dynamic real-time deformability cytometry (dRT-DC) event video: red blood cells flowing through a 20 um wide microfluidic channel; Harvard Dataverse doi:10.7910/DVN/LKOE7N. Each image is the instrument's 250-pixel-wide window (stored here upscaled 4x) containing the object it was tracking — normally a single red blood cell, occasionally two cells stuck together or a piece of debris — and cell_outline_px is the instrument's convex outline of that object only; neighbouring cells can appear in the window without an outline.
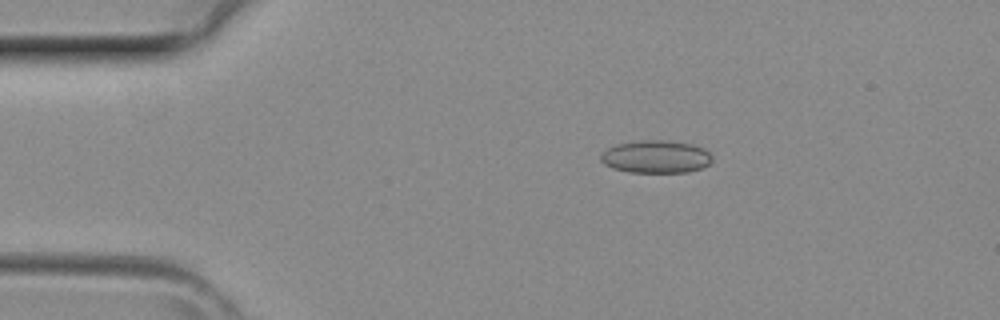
{"species": "common noctule bat (a hibernating species)", "species_latin": "Nyctalus noctula", "temperature_condition": "room temperature", "stored_images_in_passage": 41, "camera_frame_rate_fps": 3000, "um_per_image_px": 0.085, "animal": {"sex": "female", "body_mass_g": 29.2, "forearm_length_mm": 56.3}, "frame": {"image": 1, "passage_image": 8, "time_ms": 2.333, "image_size_px": [1000, 320], "cell_outline_px": [[712, 160], [708, 164], [700, 168], [688, 172], [628, 172], [612, 168], [604, 164], [600, 160], [600, 152], [616, 144], [640, 140], [668, 140], [692, 144], [704, 148], [712, 156]], "centroid_in_image_um": [55.72, 13.31], "position_along_channel_um": 29.3, "area_um2": 21.39}}
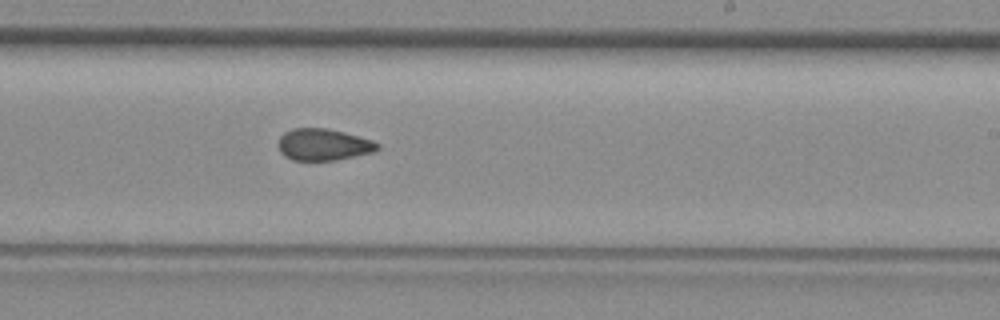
{"frame": {"image": 2, "passage_image": 25, "time_ms": 8.0, "image_size_px": [1000, 320], "cell_outline_px": [[380, 148], [372, 152], [336, 160], [292, 160], [284, 156], [280, 152], [276, 144], [280, 136], [284, 132], [292, 128], [328, 128], [344, 132], [372, 140], [380, 144]], "centroid_in_image_um": [27.45, 12.28], "position_along_channel_um": 261.6, "area_um2": 18.5}}
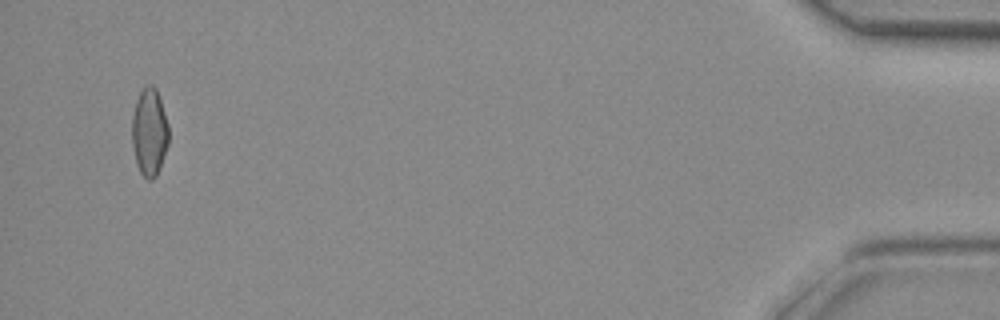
{"frame": {"image": 3, "passage_image": 40, "time_ms": 13.0, "image_size_px": [1000, 320], "cell_outline_px": [[168, 144], [156, 176], [152, 180], [148, 180], [140, 172], [136, 164], [132, 144], [132, 116], [136, 100], [140, 92], [148, 84], [152, 84], [156, 88], [168, 124]], "centroid_in_image_um": [12.68, 11.23], "position_along_channel_um": 422.5, "area_um2": 18.61}}